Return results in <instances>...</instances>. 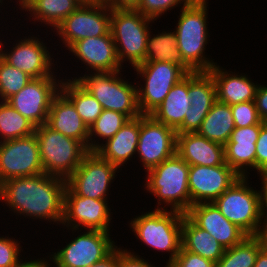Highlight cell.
I'll use <instances>...</instances> for the list:
<instances>
[{"label":"cell","mask_w":267,"mask_h":267,"mask_svg":"<svg viewBox=\"0 0 267 267\" xmlns=\"http://www.w3.org/2000/svg\"><path fill=\"white\" fill-rule=\"evenodd\" d=\"M66 187L65 179L46 173L14 177L0 184V200L14 214L62 224Z\"/></svg>","instance_id":"obj_1"},{"label":"cell","mask_w":267,"mask_h":267,"mask_svg":"<svg viewBox=\"0 0 267 267\" xmlns=\"http://www.w3.org/2000/svg\"><path fill=\"white\" fill-rule=\"evenodd\" d=\"M207 2H190L182 7L175 31L183 62L193 72H208L217 63L204 56L208 41Z\"/></svg>","instance_id":"obj_2"},{"label":"cell","mask_w":267,"mask_h":267,"mask_svg":"<svg viewBox=\"0 0 267 267\" xmlns=\"http://www.w3.org/2000/svg\"><path fill=\"white\" fill-rule=\"evenodd\" d=\"M247 180V176L239 177L213 203L247 236L267 234V225L262 222L264 221L262 191L250 187Z\"/></svg>","instance_id":"obj_3"},{"label":"cell","mask_w":267,"mask_h":267,"mask_svg":"<svg viewBox=\"0 0 267 267\" xmlns=\"http://www.w3.org/2000/svg\"><path fill=\"white\" fill-rule=\"evenodd\" d=\"M184 213L159 207L151 212L136 216L130 226L137 237L156 250L171 252L168 266L182 247V219Z\"/></svg>","instance_id":"obj_4"},{"label":"cell","mask_w":267,"mask_h":267,"mask_svg":"<svg viewBox=\"0 0 267 267\" xmlns=\"http://www.w3.org/2000/svg\"><path fill=\"white\" fill-rule=\"evenodd\" d=\"M146 172L145 188L158 197V205L163 202L184 214L189 210V165L177 153Z\"/></svg>","instance_id":"obj_5"},{"label":"cell","mask_w":267,"mask_h":267,"mask_svg":"<svg viewBox=\"0 0 267 267\" xmlns=\"http://www.w3.org/2000/svg\"><path fill=\"white\" fill-rule=\"evenodd\" d=\"M151 22L136 9L111 8L110 32L121 66L126 59L133 67L144 63Z\"/></svg>","instance_id":"obj_6"},{"label":"cell","mask_w":267,"mask_h":267,"mask_svg":"<svg viewBox=\"0 0 267 267\" xmlns=\"http://www.w3.org/2000/svg\"><path fill=\"white\" fill-rule=\"evenodd\" d=\"M40 161L44 173L67 179L89 152L78 140L52 130L46 124L36 127Z\"/></svg>","instance_id":"obj_7"},{"label":"cell","mask_w":267,"mask_h":267,"mask_svg":"<svg viewBox=\"0 0 267 267\" xmlns=\"http://www.w3.org/2000/svg\"><path fill=\"white\" fill-rule=\"evenodd\" d=\"M121 71L91 72L75 80L89 92L106 110L118 111L130 119L140 115L137 85L129 84L119 77Z\"/></svg>","instance_id":"obj_8"},{"label":"cell","mask_w":267,"mask_h":267,"mask_svg":"<svg viewBox=\"0 0 267 267\" xmlns=\"http://www.w3.org/2000/svg\"><path fill=\"white\" fill-rule=\"evenodd\" d=\"M133 69L144 79V87L137 86L138 107L142 115H150L164 101L171 88L188 72L174 63L144 62Z\"/></svg>","instance_id":"obj_9"},{"label":"cell","mask_w":267,"mask_h":267,"mask_svg":"<svg viewBox=\"0 0 267 267\" xmlns=\"http://www.w3.org/2000/svg\"><path fill=\"white\" fill-rule=\"evenodd\" d=\"M118 168L89 151L79 167L66 179L67 186L78 196L107 200L109 186Z\"/></svg>","instance_id":"obj_10"},{"label":"cell","mask_w":267,"mask_h":267,"mask_svg":"<svg viewBox=\"0 0 267 267\" xmlns=\"http://www.w3.org/2000/svg\"><path fill=\"white\" fill-rule=\"evenodd\" d=\"M110 232L87 230L55 252L50 260L55 267H91L106 257L116 246Z\"/></svg>","instance_id":"obj_11"},{"label":"cell","mask_w":267,"mask_h":267,"mask_svg":"<svg viewBox=\"0 0 267 267\" xmlns=\"http://www.w3.org/2000/svg\"><path fill=\"white\" fill-rule=\"evenodd\" d=\"M42 173L35 133L17 139L0 140V184L10 178Z\"/></svg>","instance_id":"obj_12"},{"label":"cell","mask_w":267,"mask_h":267,"mask_svg":"<svg viewBox=\"0 0 267 267\" xmlns=\"http://www.w3.org/2000/svg\"><path fill=\"white\" fill-rule=\"evenodd\" d=\"M111 7L106 4L80 5L57 27V35L69 48L76 41L110 32Z\"/></svg>","instance_id":"obj_13"},{"label":"cell","mask_w":267,"mask_h":267,"mask_svg":"<svg viewBox=\"0 0 267 267\" xmlns=\"http://www.w3.org/2000/svg\"><path fill=\"white\" fill-rule=\"evenodd\" d=\"M176 130L156 121L151 115H140L137 154L144 169L149 170L176 154Z\"/></svg>","instance_id":"obj_14"},{"label":"cell","mask_w":267,"mask_h":267,"mask_svg":"<svg viewBox=\"0 0 267 267\" xmlns=\"http://www.w3.org/2000/svg\"><path fill=\"white\" fill-rule=\"evenodd\" d=\"M56 77L32 79L6 102L36 127L46 124L53 98L60 92Z\"/></svg>","instance_id":"obj_15"},{"label":"cell","mask_w":267,"mask_h":267,"mask_svg":"<svg viewBox=\"0 0 267 267\" xmlns=\"http://www.w3.org/2000/svg\"><path fill=\"white\" fill-rule=\"evenodd\" d=\"M107 202L106 200L80 197L67 186L64 194L62 224L72 227V231L82 226L88 230L109 232L111 209L108 208Z\"/></svg>","instance_id":"obj_16"},{"label":"cell","mask_w":267,"mask_h":267,"mask_svg":"<svg viewBox=\"0 0 267 267\" xmlns=\"http://www.w3.org/2000/svg\"><path fill=\"white\" fill-rule=\"evenodd\" d=\"M239 177L227 163L219 166H189L190 207L214 202Z\"/></svg>","instance_id":"obj_17"},{"label":"cell","mask_w":267,"mask_h":267,"mask_svg":"<svg viewBox=\"0 0 267 267\" xmlns=\"http://www.w3.org/2000/svg\"><path fill=\"white\" fill-rule=\"evenodd\" d=\"M35 38L33 35L21 39L9 52L3 51L4 46L0 41V57L9 65L24 71L32 79L56 77L51 71L53 63L50 52L43 42Z\"/></svg>","instance_id":"obj_18"},{"label":"cell","mask_w":267,"mask_h":267,"mask_svg":"<svg viewBox=\"0 0 267 267\" xmlns=\"http://www.w3.org/2000/svg\"><path fill=\"white\" fill-rule=\"evenodd\" d=\"M185 215L196 226L209 232L225 249L239 244L247 236L213 202L192 205Z\"/></svg>","instance_id":"obj_19"},{"label":"cell","mask_w":267,"mask_h":267,"mask_svg":"<svg viewBox=\"0 0 267 267\" xmlns=\"http://www.w3.org/2000/svg\"><path fill=\"white\" fill-rule=\"evenodd\" d=\"M68 50L95 73L114 72L122 66L117 58L111 32L99 37H87L73 43Z\"/></svg>","instance_id":"obj_20"},{"label":"cell","mask_w":267,"mask_h":267,"mask_svg":"<svg viewBox=\"0 0 267 267\" xmlns=\"http://www.w3.org/2000/svg\"><path fill=\"white\" fill-rule=\"evenodd\" d=\"M264 123L235 128L224 145L225 163L240 177H246L251 167L256 170V142Z\"/></svg>","instance_id":"obj_21"},{"label":"cell","mask_w":267,"mask_h":267,"mask_svg":"<svg viewBox=\"0 0 267 267\" xmlns=\"http://www.w3.org/2000/svg\"><path fill=\"white\" fill-rule=\"evenodd\" d=\"M176 153L189 166L225 164L224 145L210 141L197 132L177 134Z\"/></svg>","instance_id":"obj_22"},{"label":"cell","mask_w":267,"mask_h":267,"mask_svg":"<svg viewBox=\"0 0 267 267\" xmlns=\"http://www.w3.org/2000/svg\"><path fill=\"white\" fill-rule=\"evenodd\" d=\"M46 125L54 131L80 141L89 151V128L74 105L61 92L51 102Z\"/></svg>","instance_id":"obj_23"},{"label":"cell","mask_w":267,"mask_h":267,"mask_svg":"<svg viewBox=\"0 0 267 267\" xmlns=\"http://www.w3.org/2000/svg\"><path fill=\"white\" fill-rule=\"evenodd\" d=\"M139 134L140 116L129 119L112 138L106 140L105 144H100L95 152L119 169L137 152Z\"/></svg>","instance_id":"obj_24"},{"label":"cell","mask_w":267,"mask_h":267,"mask_svg":"<svg viewBox=\"0 0 267 267\" xmlns=\"http://www.w3.org/2000/svg\"><path fill=\"white\" fill-rule=\"evenodd\" d=\"M221 69L216 64L208 71L216 85L217 101L232 106L255 100L258 84L245 75L231 74Z\"/></svg>","instance_id":"obj_25"},{"label":"cell","mask_w":267,"mask_h":267,"mask_svg":"<svg viewBox=\"0 0 267 267\" xmlns=\"http://www.w3.org/2000/svg\"><path fill=\"white\" fill-rule=\"evenodd\" d=\"M188 95V74L176 83L160 106L150 115L158 122L177 129L191 107Z\"/></svg>","instance_id":"obj_26"},{"label":"cell","mask_w":267,"mask_h":267,"mask_svg":"<svg viewBox=\"0 0 267 267\" xmlns=\"http://www.w3.org/2000/svg\"><path fill=\"white\" fill-rule=\"evenodd\" d=\"M182 247L214 263L226 250L209 232L196 226L185 214L182 219Z\"/></svg>","instance_id":"obj_27"},{"label":"cell","mask_w":267,"mask_h":267,"mask_svg":"<svg viewBox=\"0 0 267 267\" xmlns=\"http://www.w3.org/2000/svg\"><path fill=\"white\" fill-rule=\"evenodd\" d=\"M21 9L30 12L36 21L55 28L80 4L75 0H19Z\"/></svg>","instance_id":"obj_28"},{"label":"cell","mask_w":267,"mask_h":267,"mask_svg":"<svg viewBox=\"0 0 267 267\" xmlns=\"http://www.w3.org/2000/svg\"><path fill=\"white\" fill-rule=\"evenodd\" d=\"M234 129L235 125L230 105L216 101L201 123L197 133L210 141L225 145Z\"/></svg>","instance_id":"obj_29"},{"label":"cell","mask_w":267,"mask_h":267,"mask_svg":"<svg viewBox=\"0 0 267 267\" xmlns=\"http://www.w3.org/2000/svg\"><path fill=\"white\" fill-rule=\"evenodd\" d=\"M60 92L74 105L77 113L90 128L101 115L103 107L74 78L61 82Z\"/></svg>","instance_id":"obj_30"},{"label":"cell","mask_w":267,"mask_h":267,"mask_svg":"<svg viewBox=\"0 0 267 267\" xmlns=\"http://www.w3.org/2000/svg\"><path fill=\"white\" fill-rule=\"evenodd\" d=\"M267 244V234L246 236L239 244L227 248L216 267H254L258 252Z\"/></svg>","instance_id":"obj_31"},{"label":"cell","mask_w":267,"mask_h":267,"mask_svg":"<svg viewBox=\"0 0 267 267\" xmlns=\"http://www.w3.org/2000/svg\"><path fill=\"white\" fill-rule=\"evenodd\" d=\"M149 32L146 45L144 62L174 63L182 66L188 73L193 72L184 62L176 44V34L162 31L158 35H150Z\"/></svg>","instance_id":"obj_32"},{"label":"cell","mask_w":267,"mask_h":267,"mask_svg":"<svg viewBox=\"0 0 267 267\" xmlns=\"http://www.w3.org/2000/svg\"><path fill=\"white\" fill-rule=\"evenodd\" d=\"M188 95L191 109L210 110L217 101L216 85L209 72L188 73Z\"/></svg>","instance_id":"obj_33"},{"label":"cell","mask_w":267,"mask_h":267,"mask_svg":"<svg viewBox=\"0 0 267 267\" xmlns=\"http://www.w3.org/2000/svg\"><path fill=\"white\" fill-rule=\"evenodd\" d=\"M36 126L6 101L0 102V137L3 141L35 133Z\"/></svg>","instance_id":"obj_34"},{"label":"cell","mask_w":267,"mask_h":267,"mask_svg":"<svg viewBox=\"0 0 267 267\" xmlns=\"http://www.w3.org/2000/svg\"><path fill=\"white\" fill-rule=\"evenodd\" d=\"M130 118L118 111L103 109L101 115L89 128V151H95L99 142L95 141L94 136L108 140L112 138ZM93 136V138H92Z\"/></svg>","instance_id":"obj_35"},{"label":"cell","mask_w":267,"mask_h":267,"mask_svg":"<svg viewBox=\"0 0 267 267\" xmlns=\"http://www.w3.org/2000/svg\"><path fill=\"white\" fill-rule=\"evenodd\" d=\"M32 78L24 71L9 65L0 57V99L7 101L21 91Z\"/></svg>","instance_id":"obj_36"},{"label":"cell","mask_w":267,"mask_h":267,"mask_svg":"<svg viewBox=\"0 0 267 267\" xmlns=\"http://www.w3.org/2000/svg\"><path fill=\"white\" fill-rule=\"evenodd\" d=\"M184 2V3H183ZM183 4V7L187 6L189 0H141L136 10L143 16L151 18L153 20L158 19L167 10L178 6L177 4Z\"/></svg>","instance_id":"obj_37"},{"label":"cell","mask_w":267,"mask_h":267,"mask_svg":"<svg viewBox=\"0 0 267 267\" xmlns=\"http://www.w3.org/2000/svg\"><path fill=\"white\" fill-rule=\"evenodd\" d=\"M235 128L257 125L260 119L254 101L243 102L230 106Z\"/></svg>","instance_id":"obj_38"},{"label":"cell","mask_w":267,"mask_h":267,"mask_svg":"<svg viewBox=\"0 0 267 267\" xmlns=\"http://www.w3.org/2000/svg\"><path fill=\"white\" fill-rule=\"evenodd\" d=\"M20 245L17 240L0 237V267H16L22 261L20 257Z\"/></svg>","instance_id":"obj_39"},{"label":"cell","mask_w":267,"mask_h":267,"mask_svg":"<svg viewBox=\"0 0 267 267\" xmlns=\"http://www.w3.org/2000/svg\"><path fill=\"white\" fill-rule=\"evenodd\" d=\"M167 267H216V263L181 247L176 258Z\"/></svg>","instance_id":"obj_40"},{"label":"cell","mask_w":267,"mask_h":267,"mask_svg":"<svg viewBox=\"0 0 267 267\" xmlns=\"http://www.w3.org/2000/svg\"><path fill=\"white\" fill-rule=\"evenodd\" d=\"M209 111L191 109L190 107L187 114H185L183 123L176 129V133L197 132Z\"/></svg>","instance_id":"obj_41"},{"label":"cell","mask_w":267,"mask_h":267,"mask_svg":"<svg viewBox=\"0 0 267 267\" xmlns=\"http://www.w3.org/2000/svg\"><path fill=\"white\" fill-rule=\"evenodd\" d=\"M256 170L260 175L267 172V122L261 126L256 142Z\"/></svg>","instance_id":"obj_42"},{"label":"cell","mask_w":267,"mask_h":267,"mask_svg":"<svg viewBox=\"0 0 267 267\" xmlns=\"http://www.w3.org/2000/svg\"><path fill=\"white\" fill-rule=\"evenodd\" d=\"M118 267H155L137 254L118 248ZM167 267V266H166Z\"/></svg>","instance_id":"obj_43"},{"label":"cell","mask_w":267,"mask_h":267,"mask_svg":"<svg viewBox=\"0 0 267 267\" xmlns=\"http://www.w3.org/2000/svg\"><path fill=\"white\" fill-rule=\"evenodd\" d=\"M254 102L260 119L267 122V86L259 84Z\"/></svg>","instance_id":"obj_44"},{"label":"cell","mask_w":267,"mask_h":267,"mask_svg":"<svg viewBox=\"0 0 267 267\" xmlns=\"http://www.w3.org/2000/svg\"><path fill=\"white\" fill-rule=\"evenodd\" d=\"M91 267H118L117 246L106 257L97 263H94Z\"/></svg>","instance_id":"obj_45"},{"label":"cell","mask_w":267,"mask_h":267,"mask_svg":"<svg viewBox=\"0 0 267 267\" xmlns=\"http://www.w3.org/2000/svg\"><path fill=\"white\" fill-rule=\"evenodd\" d=\"M141 0H112L109 4L111 8L136 9Z\"/></svg>","instance_id":"obj_46"},{"label":"cell","mask_w":267,"mask_h":267,"mask_svg":"<svg viewBox=\"0 0 267 267\" xmlns=\"http://www.w3.org/2000/svg\"><path fill=\"white\" fill-rule=\"evenodd\" d=\"M259 176L261 177V180H262L261 191H262L263 217H264V222L267 225V172Z\"/></svg>","instance_id":"obj_47"},{"label":"cell","mask_w":267,"mask_h":267,"mask_svg":"<svg viewBox=\"0 0 267 267\" xmlns=\"http://www.w3.org/2000/svg\"><path fill=\"white\" fill-rule=\"evenodd\" d=\"M254 267H267V244L258 252Z\"/></svg>","instance_id":"obj_48"},{"label":"cell","mask_w":267,"mask_h":267,"mask_svg":"<svg viewBox=\"0 0 267 267\" xmlns=\"http://www.w3.org/2000/svg\"><path fill=\"white\" fill-rule=\"evenodd\" d=\"M48 261H50V260H46L45 261V259L43 260V259H35V260H33V261H27L26 262V260H25V262L22 260V262L19 264V265H17L16 267H44L47 263H48Z\"/></svg>","instance_id":"obj_49"},{"label":"cell","mask_w":267,"mask_h":267,"mask_svg":"<svg viewBox=\"0 0 267 267\" xmlns=\"http://www.w3.org/2000/svg\"><path fill=\"white\" fill-rule=\"evenodd\" d=\"M112 0H93V4H106L109 5Z\"/></svg>","instance_id":"obj_50"},{"label":"cell","mask_w":267,"mask_h":267,"mask_svg":"<svg viewBox=\"0 0 267 267\" xmlns=\"http://www.w3.org/2000/svg\"><path fill=\"white\" fill-rule=\"evenodd\" d=\"M77 1L80 5H91L93 4V0H75Z\"/></svg>","instance_id":"obj_51"},{"label":"cell","mask_w":267,"mask_h":267,"mask_svg":"<svg viewBox=\"0 0 267 267\" xmlns=\"http://www.w3.org/2000/svg\"><path fill=\"white\" fill-rule=\"evenodd\" d=\"M190 2H207V0H189Z\"/></svg>","instance_id":"obj_52"},{"label":"cell","mask_w":267,"mask_h":267,"mask_svg":"<svg viewBox=\"0 0 267 267\" xmlns=\"http://www.w3.org/2000/svg\"><path fill=\"white\" fill-rule=\"evenodd\" d=\"M52 264H50L49 262L44 266V267H52Z\"/></svg>","instance_id":"obj_53"}]
</instances>
